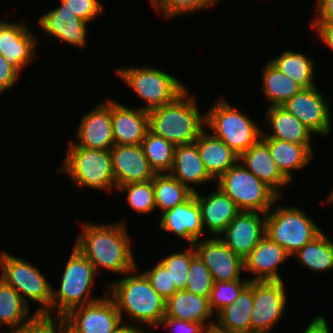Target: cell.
<instances>
[{
  "label": "cell",
  "instance_id": "7dc6e473",
  "mask_svg": "<svg viewBox=\"0 0 333 333\" xmlns=\"http://www.w3.org/2000/svg\"><path fill=\"white\" fill-rule=\"evenodd\" d=\"M318 16L312 23H333V0H317Z\"/></svg>",
  "mask_w": 333,
  "mask_h": 333
},
{
  "label": "cell",
  "instance_id": "8d00e7d4",
  "mask_svg": "<svg viewBox=\"0 0 333 333\" xmlns=\"http://www.w3.org/2000/svg\"><path fill=\"white\" fill-rule=\"evenodd\" d=\"M117 190L127 192L126 200L135 212L146 214L156 209L152 180L128 183Z\"/></svg>",
  "mask_w": 333,
  "mask_h": 333
},
{
  "label": "cell",
  "instance_id": "8992f818",
  "mask_svg": "<svg viewBox=\"0 0 333 333\" xmlns=\"http://www.w3.org/2000/svg\"><path fill=\"white\" fill-rule=\"evenodd\" d=\"M223 99V100H222ZM205 126L239 156L262 137V128L223 97L205 113Z\"/></svg>",
  "mask_w": 333,
  "mask_h": 333
},
{
  "label": "cell",
  "instance_id": "603a6c76",
  "mask_svg": "<svg viewBox=\"0 0 333 333\" xmlns=\"http://www.w3.org/2000/svg\"><path fill=\"white\" fill-rule=\"evenodd\" d=\"M239 161H243L242 165L279 197L282 194L280 189L290 184V181L278 169L271 157L268 144L262 137L239 156Z\"/></svg>",
  "mask_w": 333,
  "mask_h": 333
},
{
  "label": "cell",
  "instance_id": "e0dca14e",
  "mask_svg": "<svg viewBox=\"0 0 333 333\" xmlns=\"http://www.w3.org/2000/svg\"><path fill=\"white\" fill-rule=\"evenodd\" d=\"M116 190L125 184L151 181L156 174L141 145H114L110 149Z\"/></svg>",
  "mask_w": 333,
  "mask_h": 333
},
{
  "label": "cell",
  "instance_id": "ab89813d",
  "mask_svg": "<svg viewBox=\"0 0 333 333\" xmlns=\"http://www.w3.org/2000/svg\"><path fill=\"white\" fill-rule=\"evenodd\" d=\"M250 283V279L214 282L209 297L210 309L218 314L224 307L231 305L239 293Z\"/></svg>",
  "mask_w": 333,
  "mask_h": 333
},
{
  "label": "cell",
  "instance_id": "816d5d0a",
  "mask_svg": "<svg viewBox=\"0 0 333 333\" xmlns=\"http://www.w3.org/2000/svg\"><path fill=\"white\" fill-rule=\"evenodd\" d=\"M203 333H223V332L217 330L215 327H212V328L206 329Z\"/></svg>",
  "mask_w": 333,
  "mask_h": 333
},
{
  "label": "cell",
  "instance_id": "681fc988",
  "mask_svg": "<svg viewBox=\"0 0 333 333\" xmlns=\"http://www.w3.org/2000/svg\"><path fill=\"white\" fill-rule=\"evenodd\" d=\"M303 333H330L328 322L322 315H317Z\"/></svg>",
  "mask_w": 333,
  "mask_h": 333
},
{
  "label": "cell",
  "instance_id": "4dcf8cb0",
  "mask_svg": "<svg viewBox=\"0 0 333 333\" xmlns=\"http://www.w3.org/2000/svg\"><path fill=\"white\" fill-rule=\"evenodd\" d=\"M262 73V90L270 102V107L282 106L303 89L270 61L266 63Z\"/></svg>",
  "mask_w": 333,
  "mask_h": 333
},
{
  "label": "cell",
  "instance_id": "7c38bea8",
  "mask_svg": "<svg viewBox=\"0 0 333 333\" xmlns=\"http://www.w3.org/2000/svg\"><path fill=\"white\" fill-rule=\"evenodd\" d=\"M283 281H253L251 333H270L283 317L287 303Z\"/></svg>",
  "mask_w": 333,
  "mask_h": 333
},
{
  "label": "cell",
  "instance_id": "cb8c5ba5",
  "mask_svg": "<svg viewBox=\"0 0 333 333\" xmlns=\"http://www.w3.org/2000/svg\"><path fill=\"white\" fill-rule=\"evenodd\" d=\"M195 198L200 208L203 228L207 227L212 237L219 236L241 212L235 202L219 188L207 196L196 192Z\"/></svg>",
  "mask_w": 333,
  "mask_h": 333
},
{
  "label": "cell",
  "instance_id": "ac0fdd59",
  "mask_svg": "<svg viewBox=\"0 0 333 333\" xmlns=\"http://www.w3.org/2000/svg\"><path fill=\"white\" fill-rule=\"evenodd\" d=\"M77 128V146L96 150H110L115 144L111 122V100L99 103L86 113Z\"/></svg>",
  "mask_w": 333,
  "mask_h": 333
},
{
  "label": "cell",
  "instance_id": "ffe728a7",
  "mask_svg": "<svg viewBox=\"0 0 333 333\" xmlns=\"http://www.w3.org/2000/svg\"><path fill=\"white\" fill-rule=\"evenodd\" d=\"M60 5L39 17V26L46 34L52 35L59 41L78 48L86 46L88 23L78 18L66 4L60 0Z\"/></svg>",
  "mask_w": 333,
  "mask_h": 333
},
{
  "label": "cell",
  "instance_id": "bcb514c9",
  "mask_svg": "<svg viewBox=\"0 0 333 333\" xmlns=\"http://www.w3.org/2000/svg\"><path fill=\"white\" fill-rule=\"evenodd\" d=\"M161 325L175 329L176 333H203L206 330L202 324L173 318H164Z\"/></svg>",
  "mask_w": 333,
  "mask_h": 333
},
{
  "label": "cell",
  "instance_id": "ee69618b",
  "mask_svg": "<svg viewBox=\"0 0 333 333\" xmlns=\"http://www.w3.org/2000/svg\"><path fill=\"white\" fill-rule=\"evenodd\" d=\"M66 8L71 10L78 18L90 23L104 10L99 0H62Z\"/></svg>",
  "mask_w": 333,
  "mask_h": 333
},
{
  "label": "cell",
  "instance_id": "f6af8a7d",
  "mask_svg": "<svg viewBox=\"0 0 333 333\" xmlns=\"http://www.w3.org/2000/svg\"><path fill=\"white\" fill-rule=\"evenodd\" d=\"M18 76L19 72L0 54V94L12 88Z\"/></svg>",
  "mask_w": 333,
  "mask_h": 333
},
{
  "label": "cell",
  "instance_id": "f5cc1de1",
  "mask_svg": "<svg viewBox=\"0 0 333 333\" xmlns=\"http://www.w3.org/2000/svg\"><path fill=\"white\" fill-rule=\"evenodd\" d=\"M327 202H333V190L331 191L330 195L327 197Z\"/></svg>",
  "mask_w": 333,
  "mask_h": 333
},
{
  "label": "cell",
  "instance_id": "d6986e66",
  "mask_svg": "<svg viewBox=\"0 0 333 333\" xmlns=\"http://www.w3.org/2000/svg\"><path fill=\"white\" fill-rule=\"evenodd\" d=\"M111 122L115 145H141L149 130L148 110L128 108L111 99Z\"/></svg>",
  "mask_w": 333,
  "mask_h": 333
},
{
  "label": "cell",
  "instance_id": "d6a6232c",
  "mask_svg": "<svg viewBox=\"0 0 333 333\" xmlns=\"http://www.w3.org/2000/svg\"><path fill=\"white\" fill-rule=\"evenodd\" d=\"M28 306L20 294L0 278V324L11 327L6 333L19 329L32 317L28 315Z\"/></svg>",
  "mask_w": 333,
  "mask_h": 333
},
{
  "label": "cell",
  "instance_id": "f907efd6",
  "mask_svg": "<svg viewBox=\"0 0 333 333\" xmlns=\"http://www.w3.org/2000/svg\"><path fill=\"white\" fill-rule=\"evenodd\" d=\"M113 333H148L144 328L141 326H131L126 325L124 322L113 332Z\"/></svg>",
  "mask_w": 333,
  "mask_h": 333
},
{
  "label": "cell",
  "instance_id": "83f0119b",
  "mask_svg": "<svg viewBox=\"0 0 333 333\" xmlns=\"http://www.w3.org/2000/svg\"><path fill=\"white\" fill-rule=\"evenodd\" d=\"M266 118L271 134L266 135L262 131V138H272L282 141L311 144L312 132L294 115L282 106L268 107Z\"/></svg>",
  "mask_w": 333,
  "mask_h": 333
},
{
  "label": "cell",
  "instance_id": "f35d334b",
  "mask_svg": "<svg viewBox=\"0 0 333 333\" xmlns=\"http://www.w3.org/2000/svg\"><path fill=\"white\" fill-rule=\"evenodd\" d=\"M213 284L208 267L196 254L191 260L185 290L209 299Z\"/></svg>",
  "mask_w": 333,
  "mask_h": 333
},
{
  "label": "cell",
  "instance_id": "3957f363",
  "mask_svg": "<svg viewBox=\"0 0 333 333\" xmlns=\"http://www.w3.org/2000/svg\"><path fill=\"white\" fill-rule=\"evenodd\" d=\"M186 89L174 101L148 110L149 130L175 146L195 143L205 130V114L200 115L196 95Z\"/></svg>",
  "mask_w": 333,
  "mask_h": 333
},
{
  "label": "cell",
  "instance_id": "44dd1931",
  "mask_svg": "<svg viewBox=\"0 0 333 333\" xmlns=\"http://www.w3.org/2000/svg\"><path fill=\"white\" fill-rule=\"evenodd\" d=\"M159 228L174 233L193 245L204 236L200 208L195 193L185 202L160 214Z\"/></svg>",
  "mask_w": 333,
  "mask_h": 333
},
{
  "label": "cell",
  "instance_id": "7bdbcfd3",
  "mask_svg": "<svg viewBox=\"0 0 333 333\" xmlns=\"http://www.w3.org/2000/svg\"><path fill=\"white\" fill-rule=\"evenodd\" d=\"M142 272L163 299L167 300L178 291L170 277L169 271L160 262L151 269Z\"/></svg>",
  "mask_w": 333,
  "mask_h": 333
},
{
  "label": "cell",
  "instance_id": "b9f144b4",
  "mask_svg": "<svg viewBox=\"0 0 333 333\" xmlns=\"http://www.w3.org/2000/svg\"><path fill=\"white\" fill-rule=\"evenodd\" d=\"M219 0H154L151 4L164 17L171 18L185 13H194L214 5Z\"/></svg>",
  "mask_w": 333,
  "mask_h": 333
},
{
  "label": "cell",
  "instance_id": "9a60e30c",
  "mask_svg": "<svg viewBox=\"0 0 333 333\" xmlns=\"http://www.w3.org/2000/svg\"><path fill=\"white\" fill-rule=\"evenodd\" d=\"M265 235L266 214L241 211L217 237L244 260Z\"/></svg>",
  "mask_w": 333,
  "mask_h": 333
},
{
  "label": "cell",
  "instance_id": "1f68e13d",
  "mask_svg": "<svg viewBox=\"0 0 333 333\" xmlns=\"http://www.w3.org/2000/svg\"><path fill=\"white\" fill-rule=\"evenodd\" d=\"M284 75L290 77L303 89L315 86L314 61L302 53L285 50L278 57L270 60Z\"/></svg>",
  "mask_w": 333,
  "mask_h": 333
},
{
  "label": "cell",
  "instance_id": "f1b7e54d",
  "mask_svg": "<svg viewBox=\"0 0 333 333\" xmlns=\"http://www.w3.org/2000/svg\"><path fill=\"white\" fill-rule=\"evenodd\" d=\"M208 173L217 180L239 161V155L222 140L203 131L195 141Z\"/></svg>",
  "mask_w": 333,
  "mask_h": 333
},
{
  "label": "cell",
  "instance_id": "8fae6325",
  "mask_svg": "<svg viewBox=\"0 0 333 333\" xmlns=\"http://www.w3.org/2000/svg\"><path fill=\"white\" fill-rule=\"evenodd\" d=\"M63 318L66 333H113L123 323L108 291L101 299L74 308Z\"/></svg>",
  "mask_w": 333,
  "mask_h": 333
},
{
  "label": "cell",
  "instance_id": "7402d4cb",
  "mask_svg": "<svg viewBox=\"0 0 333 333\" xmlns=\"http://www.w3.org/2000/svg\"><path fill=\"white\" fill-rule=\"evenodd\" d=\"M289 257L283 247L265 235L243 260L244 270L255 275L250 281H283L278 268Z\"/></svg>",
  "mask_w": 333,
  "mask_h": 333
},
{
  "label": "cell",
  "instance_id": "e575fe53",
  "mask_svg": "<svg viewBox=\"0 0 333 333\" xmlns=\"http://www.w3.org/2000/svg\"><path fill=\"white\" fill-rule=\"evenodd\" d=\"M293 256L308 270L314 272L333 270V242L324 232L304 245Z\"/></svg>",
  "mask_w": 333,
  "mask_h": 333
},
{
  "label": "cell",
  "instance_id": "4316f807",
  "mask_svg": "<svg viewBox=\"0 0 333 333\" xmlns=\"http://www.w3.org/2000/svg\"><path fill=\"white\" fill-rule=\"evenodd\" d=\"M253 303V281H250L233 303L216 315L218 321L214 327L223 333H251Z\"/></svg>",
  "mask_w": 333,
  "mask_h": 333
},
{
  "label": "cell",
  "instance_id": "d4e9b609",
  "mask_svg": "<svg viewBox=\"0 0 333 333\" xmlns=\"http://www.w3.org/2000/svg\"><path fill=\"white\" fill-rule=\"evenodd\" d=\"M170 174L193 193L197 191L192 184L216 182L203 164L196 143L175 146L174 163Z\"/></svg>",
  "mask_w": 333,
  "mask_h": 333
},
{
  "label": "cell",
  "instance_id": "74e56055",
  "mask_svg": "<svg viewBox=\"0 0 333 333\" xmlns=\"http://www.w3.org/2000/svg\"><path fill=\"white\" fill-rule=\"evenodd\" d=\"M188 248L183 252H173L159 261L169 271L170 277L178 291L186 289L191 260L196 255L193 245Z\"/></svg>",
  "mask_w": 333,
  "mask_h": 333
},
{
  "label": "cell",
  "instance_id": "52a82bcc",
  "mask_svg": "<svg viewBox=\"0 0 333 333\" xmlns=\"http://www.w3.org/2000/svg\"><path fill=\"white\" fill-rule=\"evenodd\" d=\"M216 182V187L229 196L240 211L266 214L280 198L240 161L222 174Z\"/></svg>",
  "mask_w": 333,
  "mask_h": 333
},
{
  "label": "cell",
  "instance_id": "277c9868",
  "mask_svg": "<svg viewBox=\"0 0 333 333\" xmlns=\"http://www.w3.org/2000/svg\"><path fill=\"white\" fill-rule=\"evenodd\" d=\"M68 145L66 157L59 171L70 176L75 187H89L110 192L116 188L110 150L77 146L72 140Z\"/></svg>",
  "mask_w": 333,
  "mask_h": 333
},
{
  "label": "cell",
  "instance_id": "7a4b0ae2",
  "mask_svg": "<svg viewBox=\"0 0 333 333\" xmlns=\"http://www.w3.org/2000/svg\"><path fill=\"white\" fill-rule=\"evenodd\" d=\"M137 271L135 268L115 283H109L108 295L116 303L121 317L124 311L135 321L154 329L165 317L166 300L152 287L146 275L135 274Z\"/></svg>",
  "mask_w": 333,
  "mask_h": 333
},
{
  "label": "cell",
  "instance_id": "d590c367",
  "mask_svg": "<svg viewBox=\"0 0 333 333\" xmlns=\"http://www.w3.org/2000/svg\"><path fill=\"white\" fill-rule=\"evenodd\" d=\"M141 147L156 174L170 173L174 163L175 149L172 142L148 130L141 142Z\"/></svg>",
  "mask_w": 333,
  "mask_h": 333
},
{
  "label": "cell",
  "instance_id": "6da1fadb",
  "mask_svg": "<svg viewBox=\"0 0 333 333\" xmlns=\"http://www.w3.org/2000/svg\"><path fill=\"white\" fill-rule=\"evenodd\" d=\"M124 223L82 224L74 246L93 264L97 273L100 267L120 275L138 268Z\"/></svg>",
  "mask_w": 333,
  "mask_h": 333
},
{
  "label": "cell",
  "instance_id": "836d02e7",
  "mask_svg": "<svg viewBox=\"0 0 333 333\" xmlns=\"http://www.w3.org/2000/svg\"><path fill=\"white\" fill-rule=\"evenodd\" d=\"M156 209L162 213L187 201L194 193L170 173L155 174L152 180Z\"/></svg>",
  "mask_w": 333,
  "mask_h": 333
},
{
  "label": "cell",
  "instance_id": "4fadbf2b",
  "mask_svg": "<svg viewBox=\"0 0 333 333\" xmlns=\"http://www.w3.org/2000/svg\"><path fill=\"white\" fill-rule=\"evenodd\" d=\"M282 107L300 120L313 134L320 136L330 134L331 109L317 86L302 89Z\"/></svg>",
  "mask_w": 333,
  "mask_h": 333
},
{
  "label": "cell",
  "instance_id": "5b68a950",
  "mask_svg": "<svg viewBox=\"0 0 333 333\" xmlns=\"http://www.w3.org/2000/svg\"><path fill=\"white\" fill-rule=\"evenodd\" d=\"M96 273L93 264L74 246L64 268L59 290L52 288L51 312L56 310V315L63 317L74 308L101 299L90 296Z\"/></svg>",
  "mask_w": 333,
  "mask_h": 333
},
{
  "label": "cell",
  "instance_id": "ba28073f",
  "mask_svg": "<svg viewBox=\"0 0 333 333\" xmlns=\"http://www.w3.org/2000/svg\"><path fill=\"white\" fill-rule=\"evenodd\" d=\"M120 79L142 101L141 108L151 110L174 101L187 87L171 74L153 67H122L116 70Z\"/></svg>",
  "mask_w": 333,
  "mask_h": 333
},
{
  "label": "cell",
  "instance_id": "f546056e",
  "mask_svg": "<svg viewBox=\"0 0 333 333\" xmlns=\"http://www.w3.org/2000/svg\"><path fill=\"white\" fill-rule=\"evenodd\" d=\"M269 147L271 157L281 173L292 182V170H301L313 159L311 144H297L272 138H263Z\"/></svg>",
  "mask_w": 333,
  "mask_h": 333
},
{
  "label": "cell",
  "instance_id": "60d3db41",
  "mask_svg": "<svg viewBox=\"0 0 333 333\" xmlns=\"http://www.w3.org/2000/svg\"><path fill=\"white\" fill-rule=\"evenodd\" d=\"M52 316L49 313H34L19 329L11 333H66L64 318L55 315L54 319Z\"/></svg>",
  "mask_w": 333,
  "mask_h": 333
},
{
  "label": "cell",
  "instance_id": "9c48e42d",
  "mask_svg": "<svg viewBox=\"0 0 333 333\" xmlns=\"http://www.w3.org/2000/svg\"><path fill=\"white\" fill-rule=\"evenodd\" d=\"M321 230L305 212L296 206H276L266 213V235L293 257L304 245L319 236Z\"/></svg>",
  "mask_w": 333,
  "mask_h": 333
},
{
  "label": "cell",
  "instance_id": "c3c4849f",
  "mask_svg": "<svg viewBox=\"0 0 333 333\" xmlns=\"http://www.w3.org/2000/svg\"><path fill=\"white\" fill-rule=\"evenodd\" d=\"M312 29H315L317 35L333 51V23H312Z\"/></svg>",
  "mask_w": 333,
  "mask_h": 333
},
{
  "label": "cell",
  "instance_id": "5bb4252c",
  "mask_svg": "<svg viewBox=\"0 0 333 333\" xmlns=\"http://www.w3.org/2000/svg\"><path fill=\"white\" fill-rule=\"evenodd\" d=\"M196 254L208 267L214 282L241 278L244 261L217 236L198 240L193 244Z\"/></svg>",
  "mask_w": 333,
  "mask_h": 333
},
{
  "label": "cell",
  "instance_id": "30bf717a",
  "mask_svg": "<svg viewBox=\"0 0 333 333\" xmlns=\"http://www.w3.org/2000/svg\"><path fill=\"white\" fill-rule=\"evenodd\" d=\"M0 267V278L19 293L27 304L26 297L40 304L35 313L52 314L53 287L39 268L5 250L0 253Z\"/></svg>",
  "mask_w": 333,
  "mask_h": 333
},
{
  "label": "cell",
  "instance_id": "2e32d148",
  "mask_svg": "<svg viewBox=\"0 0 333 333\" xmlns=\"http://www.w3.org/2000/svg\"><path fill=\"white\" fill-rule=\"evenodd\" d=\"M26 26L23 21L11 23L0 20V54L19 73L37 55L39 40Z\"/></svg>",
  "mask_w": 333,
  "mask_h": 333
},
{
  "label": "cell",
  "instance_id": "484cf974",
  "mask_svg": "<svg viewBox=\"0 0 333 333\" xmlns=\"http://www.w3.org/2000/svg\"><path fill=\"white\" fill-rule=\"evenodd\" d=\"M213 316L209 299L194 293L180 290L166 300L165 317L202 324L206 329L212 328L215 322H205Z\"/></svg>",
  "mask_w": 333,
  "mask_h": 333
}]
</instances>
